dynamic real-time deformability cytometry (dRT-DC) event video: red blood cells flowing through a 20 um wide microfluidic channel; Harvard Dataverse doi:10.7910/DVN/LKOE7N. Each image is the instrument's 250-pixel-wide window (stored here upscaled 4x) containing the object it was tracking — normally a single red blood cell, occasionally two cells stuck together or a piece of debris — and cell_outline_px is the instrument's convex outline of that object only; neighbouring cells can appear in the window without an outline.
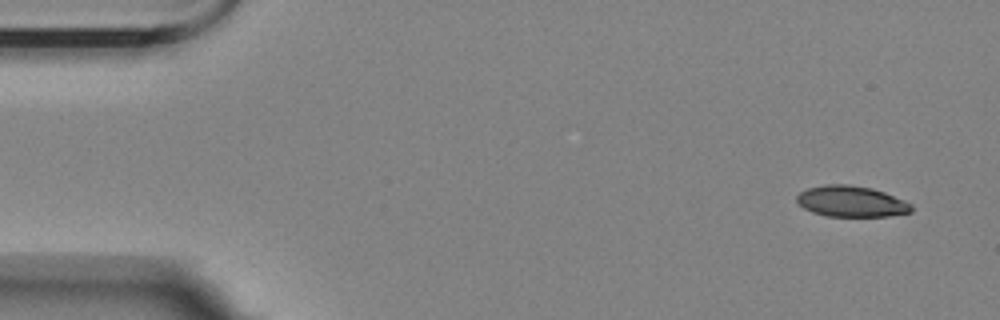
{"species": "Egyptian fruit bat (a non-hibernating species)", "species_latin": "Rousettus aegyptiacus", "temperature_condition": "room temperature", "stored_images_in_passage": 5, "camera_frame_rate_fps": 3000, "um_per_image_px": 0.085, "animal": {"sex": "female"}, "frame": {"image": 1, "passage_image": 1, "time_ms": 0.0, "image_size_px": [1000, 320], "cell_outline_px": [[912, 212], [888, 216], [828, 216], [812, 212], [804, 208], [796, 200], [796, 196], [800, 192], [808, 188], [824, 184], [848, 184], [872, 188], [884, 192], [904, 200], [912, 204]], "centroid_in_image_um": [72.36, 17.11], "position_along_channel_um": 12.6, "area_um2": 20.69}}
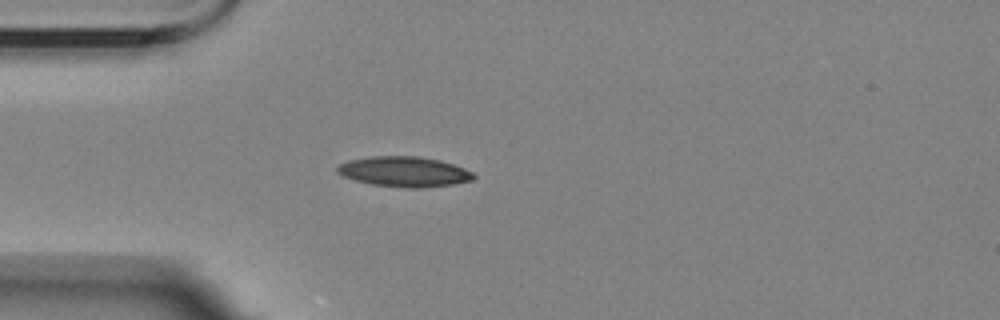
{"frame": {"image": 2, "passage_image": 4, "time_ms": 4.0, "image_size_px": [1000, 320], "cell_outline_px": [[476, 176], [472, 180], [452, 184], [420, 188], [408, 188], [372, 184], [356, 180], [344, 176], [336, 172], [336, 168], [340, 164], [348, 160], [372, 156], [420, 156], [440, 160], [464, 168], [472, 172]], "centroid_in_image_um": [34.36, 14.58], "position_along_channel_um": 50.6, "area_um2": 23.87}}